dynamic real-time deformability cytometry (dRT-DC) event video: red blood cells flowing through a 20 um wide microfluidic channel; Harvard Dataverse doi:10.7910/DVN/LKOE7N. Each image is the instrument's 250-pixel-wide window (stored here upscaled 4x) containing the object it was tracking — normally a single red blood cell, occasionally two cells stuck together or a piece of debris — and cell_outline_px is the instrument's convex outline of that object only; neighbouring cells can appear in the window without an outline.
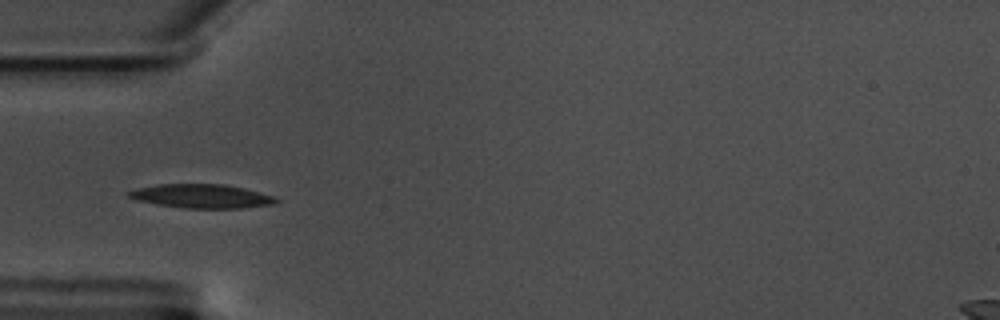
{"species": "common noctule bat (a hibernating species)", "species_latin": "Nyctalus noctula", "temperature_condition": "warm", "stored_images_in_passage": 58, "camera_frame_rate_fps": 3000, "um_per_image_px": 0.085, "animal": {"sex": "male", "body_mass_g": 17.5, "forearm_length_mm": 52.3}, "frame": {"image": 1, "passage_image": 18, "time_ms": 5.667, "image_size_px": [1000, 320], "cell_outline_px": [[280, 200], [276, 204], [244, 208], [184, 208], [156, 204], [136, 200], [128, 196], [124, 192], [136, 188], [156, 184], [224, 184], [244, 188], [276, 196]], "centroid_in_image_um": [17.15, 16.67], "position_along_channel_um": 67.9, "area_um2": 20.81}}
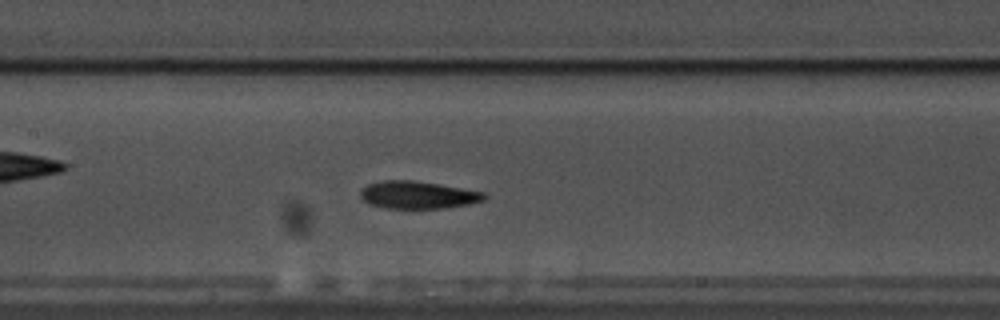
{"frame": {"image": 2, "passage_image": 27, "time_ms": 8.667, "image_size_px": [1000, 320], "cell_outline_px": [[488, 196], [484, 200], [468, 204], [444, 208], [384, 208], [368, 204], [360, 196], [360, 188], [368, 184], [380, 180], [412, 180], [484, 192]], "centroid_in_image_um": [35.46, 16.57], "position_along_channel_um": 171.9, "area_um2": 19.83}}
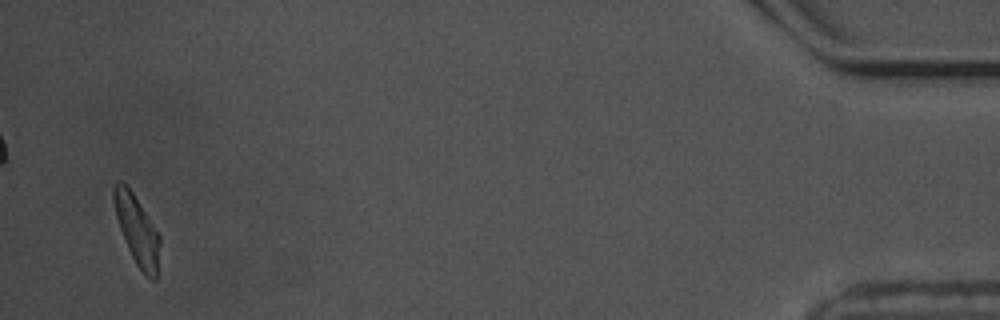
{"frame": {"image": 3, "passage_image": 56, "time_ms": 18.333, "image_size_px": [1000, 320], "cell_outline_px": [[160, 244], [156, 280], [152, 280], [144, 276], [136, 264], [128, 248], [120, 228], [116, 216], [112, 200], [112, 188], [116, 180], [120, 180], [132, 192], [160, 236]], "centroid_in_image_um": [11.63, 19.57], "position_along_channel_um": 423.6, "area_um2": 18.38}, "authors_computed_cell_mechanics": {"area_um2": 19.4208, "velocity_mm_per_s": 3.4861, "shape_relaxation_time_tau1_ms": 3.5627, "shape_relaxation_time_tau2_ms": 3.0511, "deformation_change_tau1": 0.1355, "deformation_change_tau2": 0.0985}}